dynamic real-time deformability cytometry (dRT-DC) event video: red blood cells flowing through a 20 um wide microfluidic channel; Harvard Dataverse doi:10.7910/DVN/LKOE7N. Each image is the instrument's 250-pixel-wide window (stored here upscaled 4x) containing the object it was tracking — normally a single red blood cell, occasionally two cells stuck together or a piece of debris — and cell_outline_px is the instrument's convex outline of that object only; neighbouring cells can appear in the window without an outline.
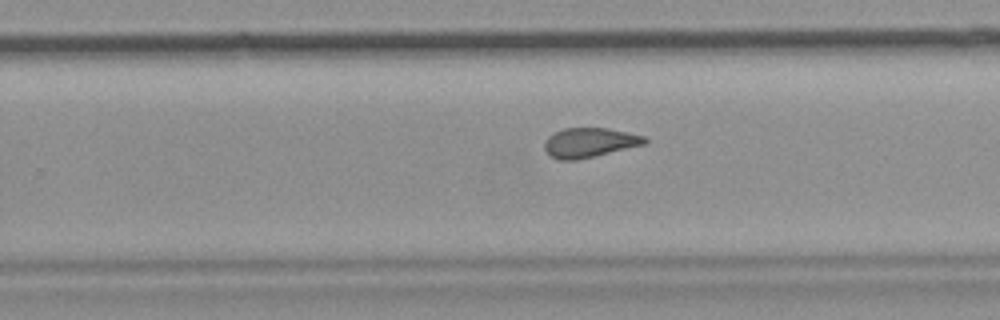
{"species": "common noctule bat (a hibernating species)", "species_latin": "Nyctalus noctula", "temperature_condition": "room temperature", "stored_images_in_passage": 13, "camera_frame_rate_fps": 3000, "um_per_image_px": 0.085, "animal": {"sex": "female", "body_mass_g": 19.9}, "frame": {"image": 1, "passage_image": 10, "time_ms": 3.0, "image_size_px": [1000, 320], "cell_outline_px": [[648, 140], [644, 144], [576, 160], [560, 160], [548, 156], [544, 148], [544, 140], [548, 136], [564, 128], [608, 128], [644, 136]], "centroid_in_image_um": [50.04, 12.12], "position_along_channel_um": 279.8, "area_um2": 17.11}}